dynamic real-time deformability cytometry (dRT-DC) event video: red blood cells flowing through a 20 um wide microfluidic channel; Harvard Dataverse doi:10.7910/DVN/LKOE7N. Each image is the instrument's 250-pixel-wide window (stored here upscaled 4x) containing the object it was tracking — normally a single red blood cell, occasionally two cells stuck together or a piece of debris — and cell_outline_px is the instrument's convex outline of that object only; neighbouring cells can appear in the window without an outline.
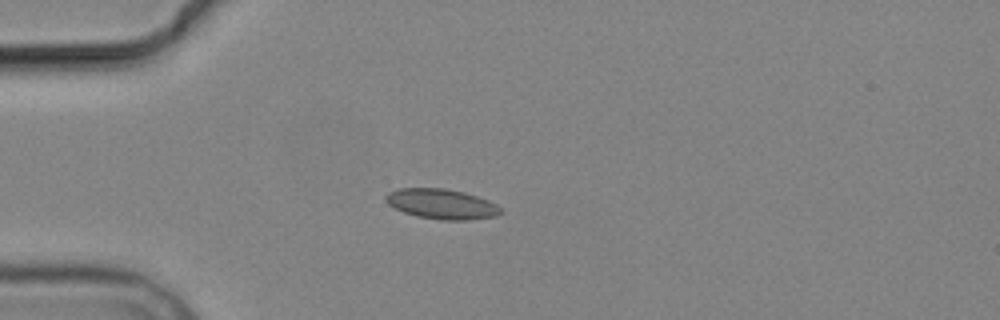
{"species": "common noctule bat (a hibernating species)", "species_latin": "Nyctalus noctula", "temperature_condition": "cold", "stored_images_in_passage": 2, "camera_frame_rate_fps": 3000, "um_per_image_px": 0.085, "animal": {"sex": "male", "body_mass_g": 19.2, "forearm_length_mm": 51.8}, "frame": {"image": 1, "passage_image": 1, "time_ms": 0.0, "image_size_px": [1000, 320], "cell_outline_px": [[504, 212], [496, 216], [472, 220], [440, 220], [416, 216], [404, 212], [388, 204], [384, 200], [384, 196], [388, 192], [400, 188], [444, 188], [464, 192], [488, 200], [496, 204]], "centroid_in_image_um": [37.54, 17.34], "position_along_channel_um": 47.5, "area_um2": 20.29}}